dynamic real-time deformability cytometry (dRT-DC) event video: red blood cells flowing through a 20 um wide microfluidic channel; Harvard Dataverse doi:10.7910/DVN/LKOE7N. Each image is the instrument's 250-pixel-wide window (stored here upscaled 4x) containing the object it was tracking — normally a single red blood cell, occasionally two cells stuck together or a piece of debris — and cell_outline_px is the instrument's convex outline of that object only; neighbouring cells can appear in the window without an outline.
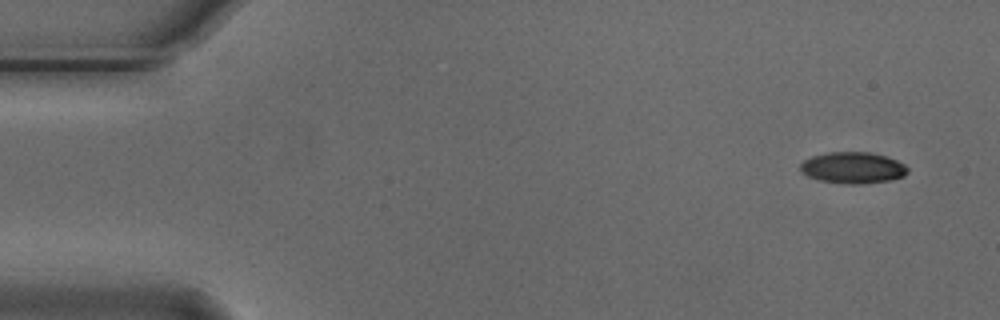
{"species": "Egyptian fruit bat (a non-hibernating species)", "species_latin": "Rousettus aegyptiacus", "temperature_condition": "cold", "stored_images_in_passage": 4, "camera_frame_rate_fps": 3000, "um_per_image_px": 0.085, "animal": {"sex": "male"}, "frame": {"image": 1, "passage_image": 1, "time_ms": 0.0, "image_size_px": [1000, 320], "cell_outline_px": [[908, 172], [904, 176], [892, 180], [860, 184], [848, 184], [820, 180], [808, 176], [800, 168], [800, 164], [804, 160], [812, 156], [828, 152], [872, 152], [888, 156], [904, 164], [908, 168]], "centroid_in_image_um": [72.53, 14.25], "position_along_channel_um": 12.5, "area_um2": 19.65}}
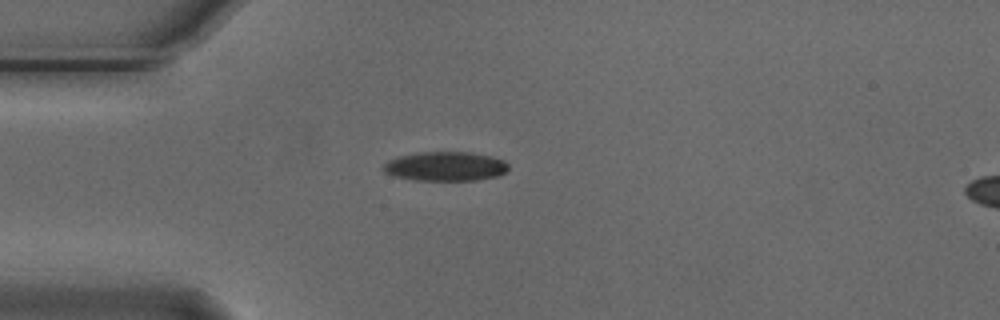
{"frame": {"image": 2, "passage_image": 4, "time_ms": 1.0, "image_size_px": [1000, 320], "cell_outline_px": [[508, 168], [500, 176], [476, 180], [412, 180], [392, 176], [384, 172], [384, 164], [388, 160], [400, 156], [420, 152], [472, 152], [504, 160], [508, 164]], "centroid_in_image_um": [37.85, 14.14], "position_along_channel_um": 47.1, "area_um2": 21.33}}